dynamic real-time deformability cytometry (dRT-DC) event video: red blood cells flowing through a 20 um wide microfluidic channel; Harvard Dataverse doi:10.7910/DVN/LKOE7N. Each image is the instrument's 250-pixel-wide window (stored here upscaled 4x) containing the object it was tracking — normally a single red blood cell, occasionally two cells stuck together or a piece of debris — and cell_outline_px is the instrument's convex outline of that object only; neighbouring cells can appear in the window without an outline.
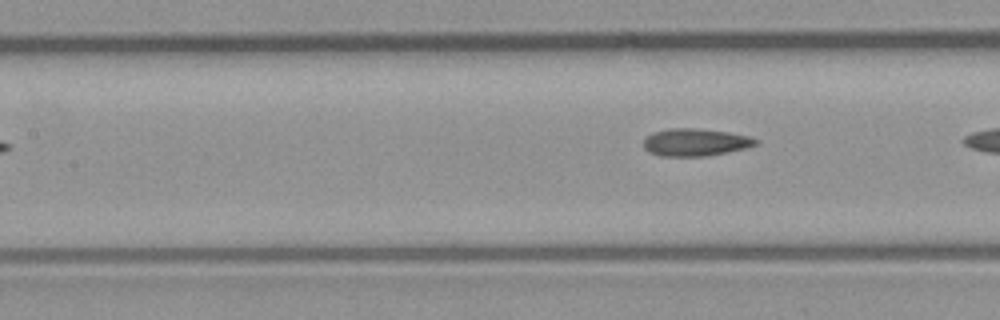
{"species": "common noctule bat (a hibernating species)", "species_latin": "Nyctalus noctula", "temperature_condition": "room temperature", "stored_images_in_passage": 7, "camera_frame_rate_fps": 3000, "um_per_image_px": 0.085, "animal": {"sex": "male", "body_mass_g": 23.1, "forearm_length_mm": 52.7}, "frame": {"image": 1, "passage_image": 7, "time_ms": 2.0, "image_size_px": [1000, 320], "cell_outline_px": [[760, 140], [756, 144], [744, 148], [708, 156], [660, 156], [648, 152], [644, 148], [644, 140], [652, 132], [668, 128], [696, 128], [728, 132], [748, 136]], "centroid_in_image_um": [59.07, 12.09], "position_along_channel_um": 148.3, "area_um2": 17.92}}